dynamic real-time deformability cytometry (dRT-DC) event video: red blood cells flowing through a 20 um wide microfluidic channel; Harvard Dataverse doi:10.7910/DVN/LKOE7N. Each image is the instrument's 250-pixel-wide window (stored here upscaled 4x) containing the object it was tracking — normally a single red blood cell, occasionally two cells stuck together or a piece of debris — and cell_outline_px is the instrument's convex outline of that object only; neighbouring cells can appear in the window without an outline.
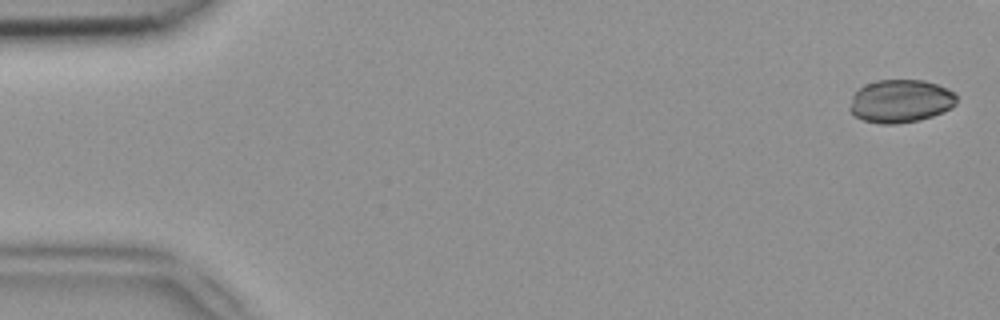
{"species": "common noctule bat (a hibernating species)", "species_latin": "Nyctalus noctula", "temperature_condition": "room temperature", "stored_images_in_passage": 44, "camera_frame_rate_fps": 3000, "um_per_image_px": 0.085, "animal": {"sex": "female", "body_mass_g": 18.4}, "frame": {"image": 1, "passage_image": 2, "time_ms": 0.333, "image_size_px": [1000, 320], "cell_outline_px": [[956, 104], [952, 108], [932, 116], [920, 120], [896, 124], [880, 124], [864, 120], [856, 116], [848, 108], [852, 96], [864, 84], [876, 80], [924, 80], [948, 88], [956, 92]], "centroid_in_image_um": [76.56, 8.59], "position_along_channel_um": 8.4, "area_um2": 26.99}}
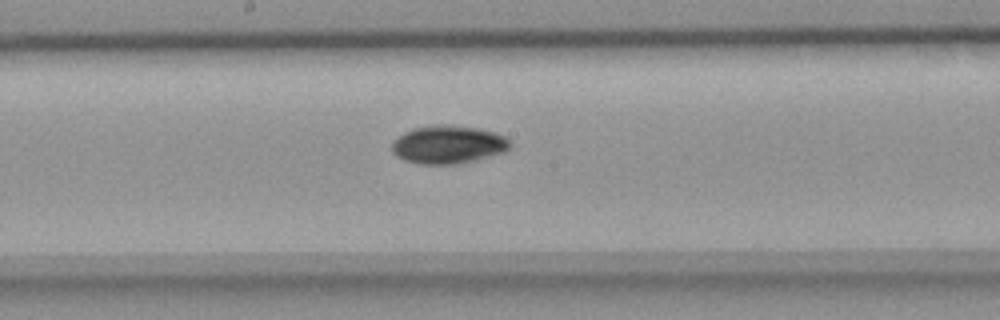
{"frame": {"image": 2, "passage_image": 27, "time_ms": 8.667, "image_size_px": [1000, 320], "cell_outline_px": [[508, 148], [504, 152], [456, 164], [420, 164], [404, 160], [396, 156], [392, 152], [392, 144], [404, 132], [416, 128], [432, 124], [452, 124], [476, 128], [492, 132], [504, 136], [508, 140]], "centroid_in_image_um": [38.05, 12.28], "position_along_channel_um": 210.2, "area_um2": 25.89}}
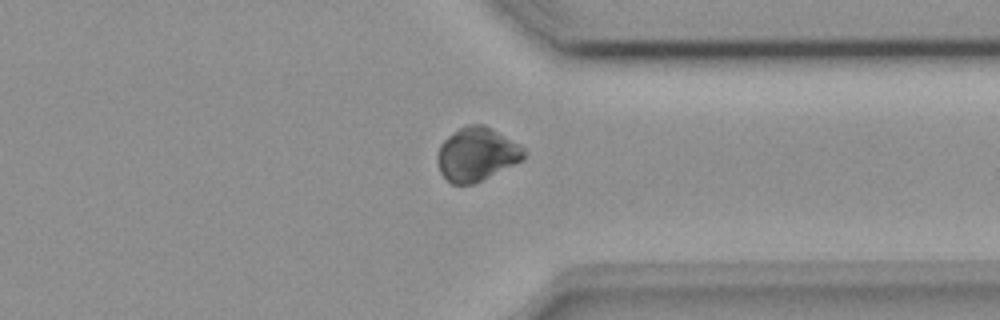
{"frame": {"image": 3, "passage_image": 39, "time_ms": 12.667, "image_size_px": [1000, 320], "cell_outline_px": [[524, 160], [472, 184], [452, 184], [440, 172], [436, 160], [436, 156], [440, 144], [448, 136], [460, 128], [468, 124], [484, 124], [520, 144], [524, 148]], "centroid_in_image_um": [40.51, 13.1], "position_along_channel_um": 370.9, "area_um2": 26.88}}